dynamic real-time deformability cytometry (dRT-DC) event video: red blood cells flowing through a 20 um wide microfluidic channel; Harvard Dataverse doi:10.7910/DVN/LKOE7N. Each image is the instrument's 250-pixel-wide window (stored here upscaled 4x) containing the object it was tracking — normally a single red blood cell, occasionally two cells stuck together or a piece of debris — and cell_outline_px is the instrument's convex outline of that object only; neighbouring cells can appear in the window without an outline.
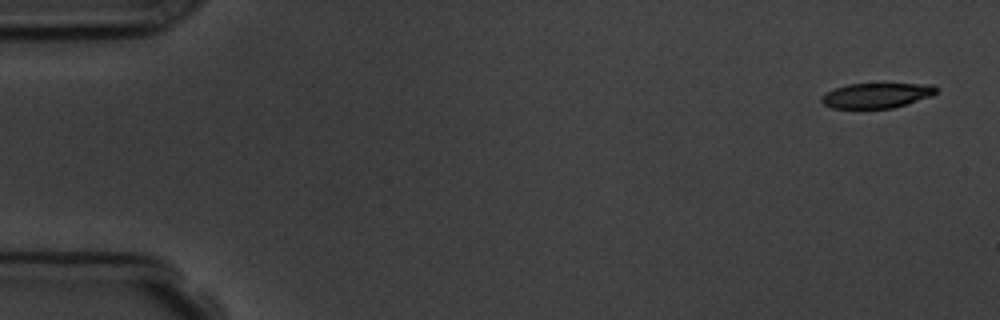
{"species": "common noctule bat (a hibernating species)", "species_latin": "Nyctalus noctula", "temperature_condition": "room temperature", "stored_images_in_passage": 6, "segment_of_instrument_passage": [1, 2], "camera_frame_rate_fps": 3000, "um_per_image_px": 0.085, "animal": {"sex": "male", "body_mass_g": 19.5, "forearm_length_mm": 54.6}, "frame": {"image": 1, "passage_image": 1, "time_ms": 0.0, "image_size_px": [1000, 320], "cell_outline_px": [[936, 92], [932, 96], [892, 108], [832, 108], [824, 104], [820, 100], [820, 96], [824, 92], [848, 84], [932, 84], [936, 88]], "centroid_in_image_um": [74.46, 8.11], "position_along_channel_um": 10.5, "area_um2": 16.65}}
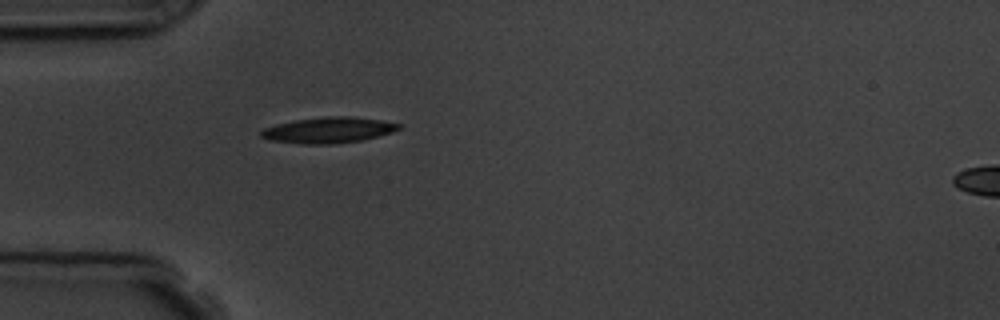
{"frame": {"image": 2, "passage_image": 5, "time_ms": 4.667, "image_size_px": [1000, 320], "cell_outline_px": [[400, 128], [392, 132], [360, 140], [332, 144], [300, 144], [272, 140], [260, 136], [260, 132], [264, 128], [276, 124], [296, 120], [328, 116], [352, 116], [380, 120], [400, 124]], "centroid_in_image_um": [27.89, 11.05], "position_along_channel_um": 57.1, "area_um2": 20.46}}